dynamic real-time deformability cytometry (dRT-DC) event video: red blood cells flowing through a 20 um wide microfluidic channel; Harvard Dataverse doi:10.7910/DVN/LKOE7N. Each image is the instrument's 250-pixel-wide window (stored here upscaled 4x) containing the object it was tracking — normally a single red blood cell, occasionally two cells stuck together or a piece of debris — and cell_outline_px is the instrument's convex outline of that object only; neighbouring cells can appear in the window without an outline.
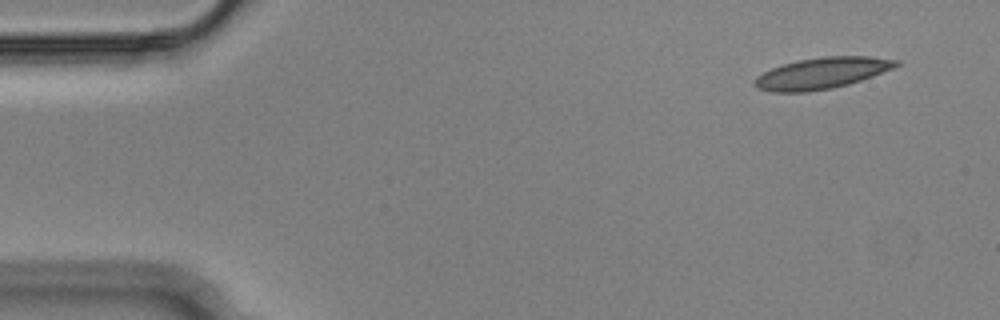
{"species": "Egyptian fruit bat (a non-hibernating species)", "species_latin": "Rousettus aegyptiacus", "temperature_condition": "cold", "stored_images_in_passage": 51, "camera_frame_rate_fps": 3000, "um_per_image_px": 0.085, "animal": {"sex": "male"}, "frame": {"image": 1, "passage_image": 1, "time_ms": 0.0, "image_size_px": [1000, 320], "cell_outline_px": [[900, 64], [892, 68], [872, 76], [848, 84], [832, 88], [808, 92], [772, 92], [756, 88], [752, 84], [752, 80], [756, 76], [772, 68], [784, 64], [800, 60], [824, 56], [868, 56], [900, 60]], "centroid_in_image_um": [69.81, 6.23], "position_along_channel_um": 15.2, "area_um2": 25.72}}
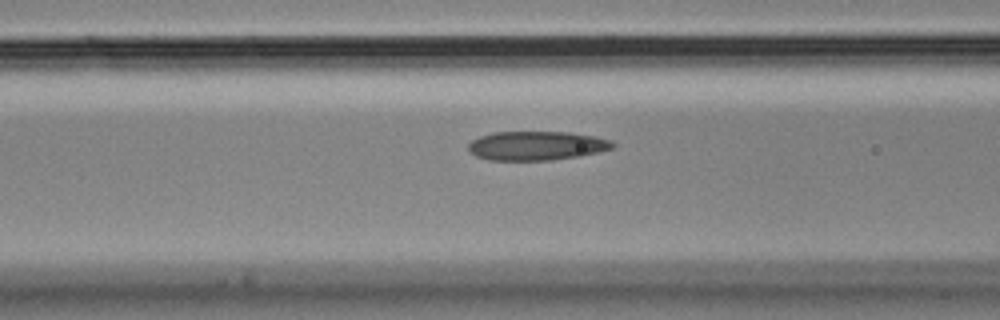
{"frame": {"image": 2, "passage_image": 18, "time_ms": 5.667, "image_size_px": [1000, 320], "cell_outline_px": [[616, 144], [612, 148], [580, 156], [552, 160], [488, 160], [476, 156], [468, 152], [468, 144], [472, 140], [480, 136], [492, 132], [568, 132], [596, 136], [612, 140]], "centroid_in_image_um": [45.59, 12.38], "position_along_channel_um": 121.0, "area_um2": 24.57}}
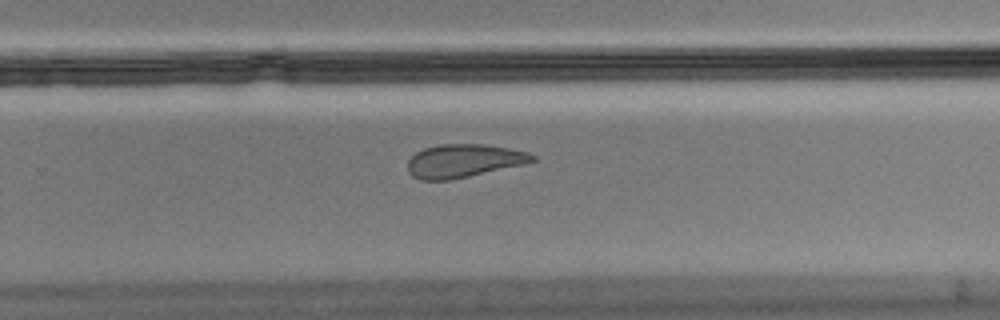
{"frame": {"image": 3, "passage_image": 32, "time_ms": 10.333, "image_size_px": [1000, 320], "cell_outline_px": [[536, 160], [524, 164], [468, 176], [448, 180], [420, 180], [412, 176], [408, 172], [408, 160], [416, 152], [424, 148], [440, 144], [484, 144], [508, 148], [528, 152], [536, 156]], "centroid_in_image_um": [39.39, 13.66], "position_along_channel_um": 290.4, "area_um2": 24.04}, "authors_computed_cell_mechanics": {"area_um2": 26.01, "velocity_mm_per_s": 3.6334, "shape_relaxation_time_tau1_ms": null, "shape_relaxation_time_tau2_ms": 2.5037, "deformation_change_tau1": null, "deformation_change_tau2": 0.0996}}